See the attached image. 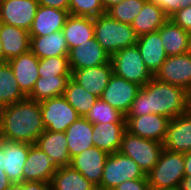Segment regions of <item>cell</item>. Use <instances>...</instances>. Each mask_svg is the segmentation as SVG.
Here are the masks:
<instances>
[{
  "label": "cell",
  "instance_id": "1",
  "mask_svg": "<svg viewBox=\"0 0 191 190\" xmlns=\"http://www.w3.org/2000/svg\"><path fill=\"white\" fill-rule=\"evenodd\" d=\"M159 114L173 119L187 113V91L152 78L140 88L126 116Z\"/></svg>",
  "mask_w": 191,
  "mask_h": 190
},
{
  "label": "cell",
  "instance_id": "2",
  "mask_svg": "<svg viewBox=\"0 0 191 190\" xmlns=\"http://www.w3.org/2000/svg\"><path fill=\"white\" fill-rule=\"evenodd\" d=\"M44 131L40 102L26 97L0 109V139L33 145Z\"/></svg>",
  "mask_w": 191,
  "mask_h": 190
},
{
  "label": "cell",
  "instance_id": "3",
  "mask_svg": "<svg viewBox=\"0 0 191 190\" xmlns=\"http://www.w3.org/2000/svg\"><path fill=\"white\" fill-rule=\"evenodd\" d=\"M94 37L110 56L136 45L138 39L130 24L119 22L107 13L94 18Z\"/></svg>",
  "mask_w": 191,
  "mask_h": 190
},
{
  "label": "cell",
  "instance_id": "4",
  "mask_svg": "<svg viewBox=\"0 0 191 190\" xmlns=\"http://www.w3.org/2000/svg\"><path fill=\"white\" fill-rule=\"evenodd\" d=\"M185 177L184 153L163 149L158 162L147 174L150 189H178Z\"/></svg>",
  "mask_w": 191,
  "mask_h": 190
},
{
  "label": "cell",
  "instance_id": "5",
  "mask_svg": "<svg viewBox=\"0 0 191 190\" xmlns=\"http://www.w3.org/2000/svg\"><path fill=\"white\" fill-rule=\"evenodd\" d=\"M163 149L162 143L133 135L126 130L119 152L132 158L147 175L158 162Z\"/></svg>",
  "mask_w": 191,
  "mask_h": 190
},
{
  "label": "cell",
  "instance_id": "6",
  "mask_svg": "<svg viewBox=\"0 0 191 190\" xmlns=\"http://www.w3.org/2000/svg\"><path fill=\"white\" fill-rule=\"evenodd\" d=\"M110 61L115 75L141 87L154 77L144 64L137 45L119 50Z\"/></svg>",
  "mask_w": 191,
  "mask_h": 190
},
{
  "label": "cell",
  "instance_id": "7",
  "mask_svg": "<svg viewBox=\"0 0 191 190\" xmlns=\"http://www.w3.org/2000/svg\"><path fill=\"white\" fill-rule=\"evenodd\" d=\"M147 178L139 165L130 157L120 152L109 154L106 159L100 188L112 190L119 184L128 180Z\"/></svg>",
  "mask_w": 191,
  "mask_h": 190
},
{
  "label": "cell",
  "instance_id": "8",
  "mask_svg": "<svg viewBox=\"0 0 191 190\" xmlns=\"http://www.w3.org/2000/svg\"><path fill=\"white\" fill-rule=\"evenodd\" d=\"M42 122L45 130L65 132L80 116L63 96L40 102Z\"/></svg>",
  "mask_w": 191,
  "mask_h": 190
},
{
  "label": "cell",
  "instance_id": "9",
  "mask_svg": "<svg viewBox=\"0 0 191 190\" xmlns=\"http://www.w3.org/2000/svg\"><path fill=\"white\" fill-rule=\"evenodd\" d=\"M140 88L113 73L100 98L126 116Z\"/></svg>",
  "mask_w": 191,
  "mask_h": 190
},
{
  "label": "cell",
  "instance_id": "10",
  "mask_svg": "<svg viewBox=\"0 0 191 190\" xmlns=\"http://www.w3.org/2000/svg\"><path fill=\"white\" fill-rule=\"evenodd\" d=\"M154 78L188 91L191 88V55L187 52L167 57Z\"/></svg>",
  "mask_w": 191,
  "mask_h": 190
},
{
  "label": "cell",
  "instance_id": "11",
  "mask_svg": "<svg viewBox=\"0 0 191 190\" xmlns=\"http://www.w3.org/2000/svg\"><path fill=\"white\" fill-rule=\"evenodd\" d=\"M38 7V0H0V23L29 31Z\"/></svg>",
  "mask_w": 191,
  "mask_h": 190
},
{
  "label": "cell",
  "instance_id": "12",
  "mask_svg": "<svg viewBox=\"0 0 191 190\" xmlns=\"http://www.w3.org/2000/svg\"><path fill=\"white\" fill-rule=\"evenodd\" d=\"M126 130L131 134L162 143L168 130L170 119L159 114L125 116Z\"/></svg>",
  "mask_w": 191,
  "mask_h": 190
},
{
  "label": "cell",
  "instance_id": "13",
  "mask_svg": "<svg viewBox=\"0 0 191 190\" xmlns=\"http://www.w3.org/2000/svg\"><path fill=\"white\" fill-rule=\"evenodd\" d=\"M109 154L95 146L71 158L70 166L79 171L88 181L100 187L103 169Z\"/></svg>",
  "mask_w": 191,
  "mask_h": 190
},
{
  "label": "cell",
  "instance_id": "14",
  "mask_svg": "<svg viewBox=\"0 0 191 190\" xmlns=\"http://www.w3.org/2000/svg\"><path fill=\"white\" fill-rule=\"evenodd\" d=\"M110 59L111 56L102 48L95 37L72 48L68 55L70 70L111 63Z\"/></svg>",
  "mask_w": 191,
  "mask_h": 190
},
{
  "label": "cell",
  "instance_id": "15",
  "mask_svg": "<svg viewBox=\"0 0 191 190\" xmlns=\"http://www.w3.org/2000/svg\"><path fill=\"white\" fill-rule=\"evenodd\" d=\"M57 167L36 144H29V154L23 168V182L51 183Z\"/></svg>",
  "mask_w": 191,
  "mask_h": 190
},
{
  "label": "cell",
  "instance_id": "16",
  "mask_svg": "<svg viewBox=\"0 0 191 190\" xmlns=\"http://www.w3.org/2000/svg\"><path fill=\"white\" fill-rule=\"evenodd\" d=\"M113 74L111 63L71 70V79L92 95L100 98Z\"/></svg>",
  "mask_w": 191,
  "mask_h": 190
},
{
  "label": "cell",
  "instance_id": "17",
  "mask_svg": "<svg viewBox=\"0 0 191 190\" xmlns=\"http://www.w3.org/2000/svg\"><path fill=\"white\" fill-rule=\"evenodd\" d=\"M163 147L172 152L191 151V114L185 113L170 119Z\"/></svg>",
  "mask_w": 191,
  "mask_h": 190
},
{
  "label": "cell",
  "instance_id": "18",
  "mask_svg": "<svg viewBox=\"0 0 191 190\" xmlns=\"http://www.w3.org/2000/svg\"><path fill=\"white\" fill-rule=\"evenodd\" d=\"M7 62L13 70L20 90L28 97L35 86L36 80L39 78V58L29 50Z\"/></svg>",
  "mask_w": 191,
  "mask_h": 190
},
{
  "label": "cell",
  "instance_id": "19",
  "mask_svg": "<svg viewBox=\"0 0 191 190\" xmlns=\"http://www.w3.org/2000/svg\"><path fill=\"white\" fill-rule=\"evenodd\" d=\"M136 45L144 64L155 75L168 57L160 38V29L139 36Z\"/></svg>",
  "mask_w": 191,
  "mask_h": 190
},
{
  "label": "cell",
  "instance_id": "20",
  "mask_svg": "<svg viewBox=\"0 0 191 190\" xmlns=\"http://www.w3.org/2000/svg\"><path fill=\"white\" fill-rule=\"evenodd\" d=\"M0 39L2 42L3 62L24 54L30 50L29 31L0 23Z\"/></svg>",
  "mask_w": 191,
  "mask_h": 190
},
{
  "label": "cell",
  "instance_id": "21",
  "mask_svg": "<svg viewBox=\"0 0 191 190\" xmlns=\"http://www.w3.org/2000/svg\"><path fill=\"white\" fill-rule=\"evenodd\" d=\"M4 171L12 183L23 182V168L29 154V144L2 139Z\"/></svg>",
  "mask_w": 191,
  "mask_h": 190
},
{
  "label": "cell",
  "instance_id": "22",
  "mask_svg": "<svg viewBox=\"0 0 191 190\" xmlns=\"http://www.w3.org/2000/svg\"><path fill=\"white\" fill-rule=\"evenodd\" d=\"M68 16L67 10L39 5L29 34L30 36H44L61 31Z\"/></svg>",
  "mask_w": 191,
  "mask_h": 190
},
{
  "label": "cell",
  "instance_id": "23",
  "mask_svg": "<svg viewBox=\"0 0 191 190\" xmlns=\"http://www.w3.org/2000/svg\"><path fill=\"white\" fill-rule=\"evenodd\" d=\"M36 145L49 156L57 168L70 165L71 157L65 132L45 130L38 137Z\"/></svg>",
  "mask_w": 191,
  "mask_h": 190
},
{
  "label": "cell",
  "instance_id": "24",
  "mask_svg": "<svg viewBox=\"0 0 191 190\" xmlns=\"http://www.w3.org/2000/svg\"><path fill=\"white\" fill-rule=\"evenodd\" d=\"M125 131L126 123L93 124L92 140L94 146L108 154L119 152Z\"/></svg>",
  "mask_w": 191,
  "mask_h": 190
},
{
  "label": "cell",
  "instance_id": "25",
  "mask_svg": "<svg viewBox=\"0 0 191 190\" xmlns=\"http://www.w3.org/2000/svg\"><path fill=\"white\" fill-rule=\"evenodd\" d=\"M30 51L39 59L69 55V47L62 30L44 36H30Z\"/></svg>",
  "mask_w": 191,
  "mask_h": 190
},
{
  "label": "cell",
  "instance_id": "26",
  "mask_svg": "<svg viewBox=\"0 0 191 190\" xmlns=\"http://www.w3.org/2000/svg\"><path fill=\"white\" fill-rule=\"evenodd\" d=\"M92 134L93 124L85 117H79L67 128L65 136L71 158L94 146Z\"/></svg>",
  "mask_w": 191,
  "mask_h": 190
},
{
  "label": "cell",
  "instance_id": "27",
  "mask_svg": "<svg viewBox=\"0 0 191 190\" xmlns=\"http://www.w3.org/2000/svg\"><path fill=\"white\" fill-rule=\"evenodd\" d=\"M62 31L70 51L94 38V18L69 15Z\"/></svg>",
  "mask_w": 191,
  "mask_h": 190
},
{
  "label": "cell",
  "instance_id": "28",
  "mask_svg": "<svg viewBox=\"0 0 191 190\" xmlns=\"http://www.w3.org/2000/svg\"><path fill=\"white\" fill-rule=\"evenodd\" d=\"M191 34L168 19L160 28V38L167 56L188 52Z\"/></svg>",
  "mask_w": 191,
  "mask_h": 190
},
{
  "label": "cell",
  "instance_id": "29",
  "mask_svg": "<svg viewBox=\"0 0 191 190\" xmlns=\"http://www.w3.org/2000/svg\"><path fill=\"white\" fill-rule=\"evenodd\" d=\"M168 19L160 7L152 1L147 0L131 26L139 37L147 33L158 31Z\"/></svg>",
  "mask_w": 191,
  "mask_h": 190
},
{
  "label": "cell",
  "instance_id": "30",
  "mask_svg": "<svg viewBox=\"0 0 191 190\" xmlns=\"http://www.w3.org/2000/svg\"><path fill=\"white\" fill-rule=\"evenodd\" d=\"M95 187L70 165L58 167L51 181V190H92Z\"/></svg>",
  "mask_w": 191,
  "mask_h": 190
},
{
  "label": "cell",
  "instance_id": "31",
  "mask_svg": "<svg viewBox=\"0 0 191 190\" xmlns=\"http://www.w3.org/2000/svg\"><path fill=\"white\" fill-rule=\"evenodd\" d=\"M25 98L9 63L0 62V109Z\"/></svg>",
  "mask_w": 191,
  "mask_h": 190
},
{
  "label": "cell",
  "instance_id": "32",
  "mask_svg": "<svg viewBox=\"0 0 191 190\" xmlns=\"http://www.w3.org/2000/svg\"><path fill=\"white\" fill-rule=\"evenodd\" d=\"M71 75L39 77L28 98L41 102L42 100L63 96Z\"/></svg>",
  "mask_w": 191,
  "mask_h": 190
},
{
  "label": "cell",
  "instance_id": "33",
  "mask_svg": "<svg viewBox=\"0 0 191 190\" xmlns=\"http://www.w3.org/2000/svg\"><path fill=\"white\" fill-rule=\"evenodd\" d=\"M63 97L80 117H85L98 99L71 78L67 82Z\"/></svg>",
  "mask_w": 191,
  "mask_h": 190
},
{
  "label": "cell",
  "instance_id": "34",
  "mask_svg": "<svg viewBox=\"0 0 191 190\" xmlns=\"http://www.w3.org/2000/svg\"><path fill=\"white\" fill-rule=\"evenodd\" d=\"M85 118L92 124L126 123L125 115L101 98L97 99Z\"/></svg>",
  "mask_w": 191,
  "mask_h": 190
},
{
  "label": "cell",
  "instance_id": "35",
  "mask_svg": "<svg viewBox=\"0 0 191 190\" xmlns=\"http://www.w3.org/2000/svg\"><path fill=\"white\" fill-rule=\"evenodd\" d=\"M146 1L147 0H123L119 4L111 7L106 13L119 22L131 25L135 17L143 9Z\"/></svg>",
  "mask_w": 191,
  "mask_h": 190
},
{
  "label": "cell",
  "instance_id": "36",
  "mask_svg": "<svg viewBox=\"0 0 191 190\" xmlns=\"http://www.w3.org/2000/svg\"><path fill=\"white\" fill-rule=\"evenodd\" d=\"M38 74L42 78L71 75L68 56H53L39 59Z\"/></svg>",
  "mask_w": 191,
  "mask_h": 190
},
{
  "label": "cell",
  "instance_id": "37",
  "mask_svg": "<svg viewBox=\"0 0 191 190\" xmlns=\"http://www.w3.org/2000/svg\"><path fill=\"white\" fill-rule=\"evenodd\" d=\"M104 13L101 0H69V15L96 18Z\"/></svg>",
  "mask_w": 191,
  "mask_h": 190
},
{
  "label": "cell",
  "instance_id": "38",
  "mask_svg": "<svg viewBox=\"0 0 191 190\" xmlns=\"http://www.w3.org/2000/svg\"><path fill=\"white\" fill-rule=\"evenodd\" d=\"M160 7L166 16L170 18L181 8H187L191 5V0H150Z\"/></svg>",
  "mask_w": 191,
  "mask_h": 190
},
{
  "label": "cell",
  "instance_id": "39",
  "mask_svg": "<svg viewBox=\"0 0 191 190\" xmlns=\"http://www.w3.org/2000/svg\"><path fill=\"white\" fill-rule=\"evenodd\" d=\"M169 19L191 34V5L187 8L179 9Z\"/></svg>",
  "mask_w": 191,
  "mask_h": 190
},
{
  "label": "cell",
  "instance_id": "40",
  "mask_svg": "<svg viewBox=\"0 0 191 190\" xmlns=\"http://www.w3.org/2000/svg\"><path fill=\"white\" fill-rule=\"evenodd\" d=\"M7 190H51V183L41 181L11 183Z\"/></svg>",
  "mask_w": 191,
  "mask_h": 190
},
{
  "label": "cell",
  "instance_id": "41",
  "mask_svg": "<svg viewBox=\"0 0 191 190\" xmlns=\"http://www.w3.org/2000/svg\"><path fill=\"white\" fill-rule=\"evenodd\" d=\"M112 190H150L148 178L124 181Z\"/></svg>",
  "mask_w": 191,
  "mask_h": 190
},
{
  "label": "cell",
  "instance_id": "42",
  "mask_svg": "<svg viewBox=\"0 0 191 190\" xmlns=\"http://www.w3.org/2000/svg\"><path fill=\"white\" fill-rule=\"evenodd\" d=\"M40 6L69 11V0H38Z\"/></svg>",
  "mask_w": 191,
  "mask_h": 190
},
{
  "label": "cell",
  "instance_id": "43",
  "mask_svg": "<svg viewBox=\"0 0 191 190\" xmlns=\"http://www.w3.org/2000/svg\"><path fill=\"white\" fill-rule=\"evenodd\" d=\"M184 172L185 176H191V151L184 153Z\"/></svg>",
  "mask_w": 191,
  "mask_h": 190
},
{
  "label": "cell",
  "instance_id": "44",
  "mask_svg": "<svg viewBox=\"0 0 191 190\" xmlns=\"http://www.w3.org/2000/svg\"><path fill=\"white\" fill-rule=\"evenodd\" d=\"M11 183L5 171H0V190H7Z\"/></svg>",
  "mask_w": 191,
  "mask_h": 190
},
{
  "label": "cell",
  "instance_id": "45",
  "mask_svg": "<svg viewBox=\"0 0 191 190\" xmlns=\"http://www.w3.org/2000/svg\"><path fill=\"white\" fill-rule=\"evenodd\" d=\"M178 190H191V176H185L178 186Z\"/></svg>",
  "mask_w": 191,
  "mask_h": 190
},
{
  "label": "cell",
  "instance_id": "46",
  "mask_svg": "<svg viewBox=\"0 0 191 190\" xmlns=\"http://www.w3.org/2000/svg\"><path fill=\"white\" fill-rule=\"evenodd\" d=\"M123 0H101L105 12H107L111 7L119 4Z\"/></svg>",
  "mask_w": 191,
  "mask_h": 190
},
{
  "label": "cell",
  "instance_id": "47",
  "mask_svg": "<svg viewBox=\"0 0 191 190\" xmlns=\"http://www.w3.org/2000/svg\"><path fill=\"white\" fill-rule=\"evenodd\" d=\"M0 171H4V151L2 148V139H0Z\"/></svg>",
  "mask_w": 191,
  "mask_h": 190
},
{
  "label": "cell",
  "instance_id": "48",
  "mask_svg": "<svg viewBox=\"0 0 191 190\" xmlns=\"http://www.w3.org/2000/svg\"><path fill=\"white\" fill-rule=\"evenodd\" d=\"M187 113L191 114V88L187 91Z\"/></svg>",
  "mask_w": 191,
  "mask_h": 190
},
{
  "label": "cell",
  "instance_id": "49",
  "mask_svg": "<svg viewBox=\"0 0 191 190\" xmlns=\"http://www.w3.org/2000/svg\"><path fill=\"white\" fill-rule=\"evenodd\" d=\"M0 62H3V50H2V42L0 39Z\"/></svg>",
  "mask_w": 191,
  "mask_h": 190
},
{
  "label": "cell",
  "instance_id": "50",
  "mask_svg": "<svg viewBox=\"0 0 191 190\" xmlns=\"http://www.w3.org/2000/svg\"><path fill=\"white\" fill-rule=\"evenodd\" d=\"M188 53L191 55V37H190V44H189Z\"/></svg>",
  "mask_w": 191,
  "mask_h": 190
},
{
  "label": "cell",
  "instance_id": "51",
  "mask_svg": "<svg viewBox=\"0 0 191 190\" xmlns=\"http://www.w3.org/2000/svg\"><path fill=\"white\" fill-rule=\"evenodd\" d=\"M92 190H103V189H101L100 187H95Z\"/></svg>",
  "mask_w": 191,
  "mask_h": 190
},
{
  "label": "cell",
  "instance_id": "52",
  "mask_svg": "<svg viewBox=\"0 0 191 190\" xmlns=\"http://www.w3.org/2000/svg\"><path fill=\"white\" fill-rule=\"evenodd\" d=\"M150 190H156V189H150ZM163 190H178V189H163Z\"/></svg>",
  "mask_w": 191,
  "mask_h": 190
}]
</instances>
